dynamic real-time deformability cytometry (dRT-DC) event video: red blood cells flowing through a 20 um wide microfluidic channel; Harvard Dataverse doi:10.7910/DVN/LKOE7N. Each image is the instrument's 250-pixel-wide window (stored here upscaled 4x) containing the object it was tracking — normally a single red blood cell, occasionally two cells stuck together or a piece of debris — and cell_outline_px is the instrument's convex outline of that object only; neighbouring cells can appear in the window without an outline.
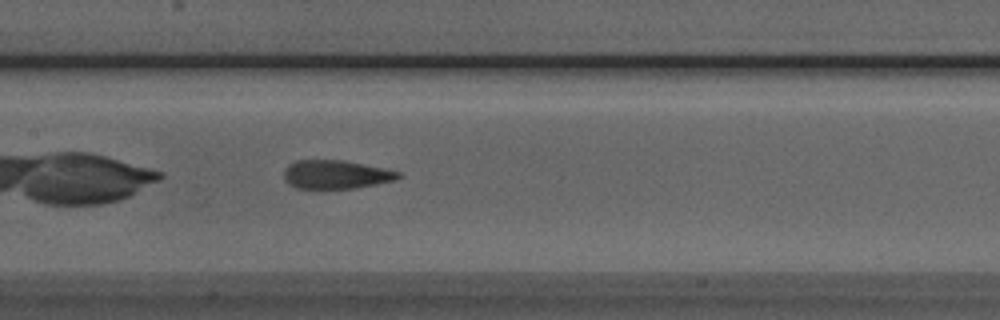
{"species": "Egyptian fruit bat (a non-hibernating species)", "species_latin": "Rousettus aegyptiacus", "temperature_condition": "room temperature", "stored_images_in_passage": 37, "camera_frame_rate_fps": 3000, "um_per_image_px": 0.085, "animal": {"sex": "male"}, "frame": {"image": 1, "passage_image": 10, "time_ms": 3.0, "image_size_px": [1000, 320], "cell_outline_px": [[400, 176], [396, 180], [376, 184], [352, 188], [324, 192], [320, 192], [296, 188], [288, 184], [284, 180], [284, 168], [288, 164], [296, 160], [344, 160], [400, 172]], "centroid_in_image_um": [28.45, 14.88], "position_along_channel_um": 179.0, "area_um2": 19.83}}
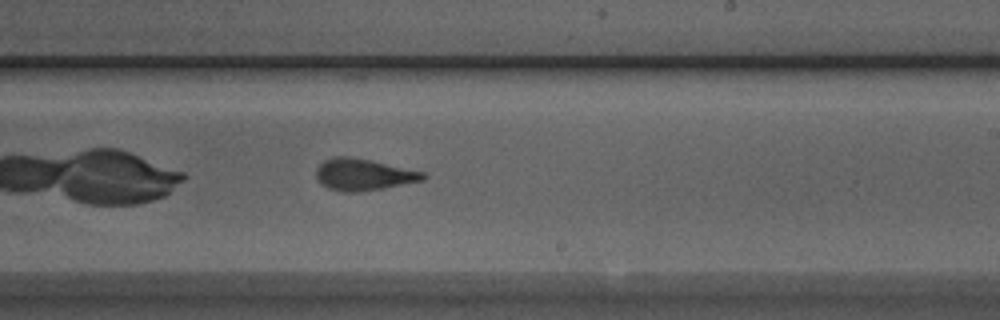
{"frame": {"image": 2, "passage_image": 16, "time_ms": 5.0, "image_size_px": [1000, 320], "cell_outline_px": [[428, 176], [424, 180], [360, 192], [340, 192], [328, 188], [320, 184], [316, 180], [316, 168], [324, 160], [332, 156], [348, 156], [368, 160], [424, 172]], "centroid_in_image_um": [30.83, 14.85], "position_along_channel_um": 258.2, "area_um2": 19.71}}
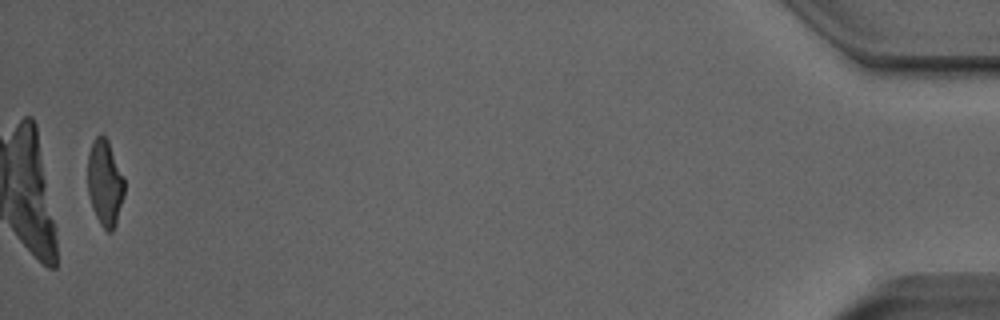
{"frame": {"image": 3, "passage_image": 36, "time_ms": 11.667, "image_size_px": [1000, 320], "cell_outline_px": [[124, 196], [116, 224], [112, 232], [108, 232], [100, 224], [92, 208], [88, 192], [88, 152], [96, 136], [104, 136], [108, 140], [124, 176]], "centroid_in_image_um": [8.93, 15.57], "position_along_channel_um": 426.3, "area_um2": 18.44}, "authors_computed_cell_mechanics": {"area_um2": 19.652, "velocity_mm_per_s": 3.9801, "shape_relaxation_time_tau1_ms": 3.1864, "shape_relaxation_time_tau2_ms": 1.5808, "deformation_change_tau1": 0.1706, "deformation_change_tau2": 0.1056}}